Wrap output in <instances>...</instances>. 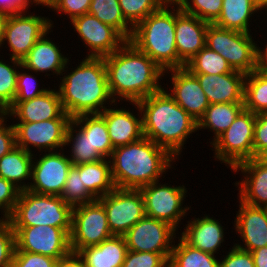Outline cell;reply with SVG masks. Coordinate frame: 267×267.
Returning a JSON list of instances; mask_svg holds the SVG:
<instances>
[{
    "mask_svg": "<svg viewBox=\"0 0 267 267\" xmlns=\"http://www.w3.org/2000/svg\"><path fill=\"white\" fill-rule=\"evenodd\" d=\"M103 58L115 102H138L163 88L164 70L130 41Z\"/></svg>",
    "mask_w": 267,
    "mask_h": 267,
    "instance_id": "cell-1",
    "label": "cell"
},
{
    "mask_svg": "<svg viewBox=\"0 0 267 267\" xmlns=\"http://www.w3.org/2000/svg\"><path fill=\"white\" fill-rule=\"evenodd\" d=\"M69 62L62 71L57 88L64 111L71 118L100 114L116 103L109 90L103 57H84L78 66L72 68L68 67Z\"/></svg>",
    "mask_w": 267,
    "mask_h": 267,
    "instance_id": "cell-2",
    "label": "cell"
},
{
    "mask_svg": "<svg viewBox=\"0 0 267 267\" xmlns=\"http://www.w3.org/2000/svg\"><path fill=\"white\" fill-rule=\"evenodd\" d=\"M164 87L137 102L143 135L179 160L186 141L198 131L197 121L175 102Z\"/></svg>",
    "mask_w": 267,
    "mask_h": 267,
    "instance_id": "cell-3",
    "label": "cell"
},
{
    "mask_svg": "<svg viewBox=\"0 0 267 267\" xmlns=\"http://www.w3.org/2000/svg\"><path fill=\"white\" fill-rule=\"evenodd\" d=\"M115 188L139 189L172 171L177 161L165 148L142 137L113 149L109 158ZM161 178V179H160Z\"/></svg>",
    "mask_w": 267,
    "mask_h": 267,
    "instance_id": "cell-4",
    "label": "cell"
},
{
    "mask_svg": "<svg viewBox=\"0 0 267 267\" xmlns=\"http://www.w3.org/2000/svg\"><path fill=\"white\" fill-rule=\"evenodd\" d=\"M130 41L164 71L178 68L175 4L166 2L133 28Z\"/></svg>",
    "mask_w": 267,
    "mask_h": 267,
    "instance_id": "cell-5",
    "label": "cell"
},
{
    "mask_svg": "<svg viewBox=\"0 0 267 267\" xmlns=\"http://www.w3.org/2000/svg\"><path fill=\"white\" fill-rule=\"evenodd\" d=\"M72 209L60 196L20 192L12 215L7 221L12 227L48 225L71 232Z\"/></svg>",
    "mask_w": 267,
    "mask_h": 267,
    "instance_id": "cell-6",
    "label": "cell"
},
{
    "mask_svg": "<svg viewBox=\"0 0 267 267\" xmlns=\"http://www.w3.org/2000/svg\"><path fill=\"white\" fill-rule=\"evenodd\" d=\"M253 33L208 24L205 46L219 53L233 70L249 74L258 69V45Z\"/></svg>",
    "mask_w": 267,
    "mask_h": 267,
    "instance_id": "cell-7",
    "label": "cell"
},
{
    "mask_svg": "<svg viewBox=\"0 0 267 267\" xmlns=\"http://www.w3.org/2000/svg\"><path fill=\"white\" fill-rule=\"evenodd\" d=\"M255 122L256 114L244 109L211 144L215 161H220L232 171L237 164L252 159Z\"/></svg>",
    "mask_w": 267,
    "mask_h": 267,
    "instance_id": "cell-8",
    "label": "cell"
},
{
    "mask_svg": "<svg viewBox=\"0 0 267 267\" xmlns=\"http://www.w3.org/2000/svg\"><path fill=\"white\" fill-rule=\"evenodd\" d=\"M159 181L139 188L144 200L145 215L167 222L178 231L180 225H184L181 220H185V216L187 219L191 210L190 205L184 204L188 190L184 184L175 187L168 182L163 184Z\"/></svg>",
    "mask_w": 267,
    "mask_h": 267,
    "instance_id": "cell-9",
    "label": "cell"
},
{
    "mask_svg": "<svg viewBox=\"0 0 267 267\" xmlns=\"http://www.w3.org/2000/svg\"><path fill=\"white\" fill-rule=\"evenodd\" d=\"M113 236L111 233L105 209L95 201L74 206L70 232L71 251L95 246Z\"/></svg>",
    "mask_w": 267,
    "mask_h": 267,
    "instance_id": "cell-10",
    "label": "cell"
},
{
    "mask_svg": "<svg viewBox=\"0 0 267 267\" xmlns=\"http://www.w3.org/2000/svg\"><path fill=\"white\" fill-rule=\"evenodd\" d=\"M54 26L48 16L31 11L9 15L1 47L8 46V56L21 61L40 37Z\"/></svg>",
    "mask_w": 267,
    "mask_h": 267,
    "instance_id": "cell-11",
    "label": "cell"
},
{
    "mask_svg": "<svg viewBox=\"0 0 267 267\" xmlns=\"http://www.w3.org/2000/svg\"><path fill=\"white\" fill-rule=\"evenodd\" d=\"M72 118H54L40 122H16V146L34 154L64 149L67 128ZM35 148L33 151L32 149Z\"/></svg>",
    "mask_w": 267,
    "mask_h": 267,
    "instance_id": "cell-12",
    "label": "cell"
},
{
    "mask_svg": "<svg viewBox=\"0 0 267 267\" xmlns=\"http://www.w3.org/2000/svg\"><path fill=\"white\" fill-rule=\"evenodd\" d=\"M71 166L65 149L38 155L34 153L28 190L37 194L61 196Z\"/></svg>",
    "mask_w": 267,
    "mask_h": 267,
    "instance_id": "cell-13",
    "label": "cell"
},
{
    "mask_svg": "<svg viewBox=\"0 0 267 267\" xmlns=\"http://www.w3.org/2000/svg\"><path fill=\"white\" fill-rule=\"evenodd\" d=\"M104 207L113 235H124L144 215V200L139 189L115 188L97 199Z\"/></svg>",
    "mask_w": 267,
    "mask_h": 267,
    "instance_id": "cell-14",
    "label": "cell"
},
{
    "mask_svg": "<svg viewBox=\"0 0 267 267\" xmlns=\"http://www.w3.org/2000/svg\"><path fill=\"white\" fill-rule=\"evenodd\" d=\"M177 232L169 223L144 215L123 237L130 251L171 253Z\"/></svg>",
    "mask_w": 267,
    "mask_h": 267,
    "instance_id": "cell-15",
    "label": "cell"
},
{
    "mask_svg": "<svg viewBox=\"0 0 267 267\" xmlns=\"http://www.w3.org/2000/svg\"><path fill=\"white\" fill-rule=\"evenodd\" d=\"M15 251L38 253L59 259L71 251L70 235L62 228L48 225L13 227Z\"/></svg>",
    "mask_w": 267,
    "mask_h": 267,
    "instance_id": "cell-16",
    "label": "cell"
},
{
    "mask_svg": "<svg viewBox=\"0 0 267 267\" xmlns=\"http://www.w3.org/2000/svg\"><path fill=\"white\" fill-rule=\"evenodd\" d=\"M78 38L88 47L86 57H105L118 50L127 40L111 25L86 13L70 21Z\"/></svg>",
    "mask_w": 267,
    "mask_h": 267,
    "instance_id": "cell-17",
    "label": "cell"
},
{
    "mask_svg": "<svg viewBox=\"0 0 267 267\" xmlns=\"http://www.w3.org/2000/svg\"><path fill=\"white\" fill-rule=\"evenodd\" d=\"M164 76L170 77L169 82L172 81V88L168 90L169 88L166 87V91L177 104L198 122L209 106L207 97L198 79L185 67L166 70L164 71Z\"/></svg>",
    "mask_w": 267,
    "mask_h": 267,
    "instance_id": "cell-18",
    "label": "cell"
},
{
    "mask_svg": "<svg viewBox=\"0 0 267 267\" xmlns=\"http://www.w3.org/2000/svg\"><path fill=\"white\" fill-rule=\"evenodd\" d=\"M239 201L233 228L241 241L233 245L251 252L267 246V208L248 205ZM240 235V236H239Z\"/></svg>",
    "mask_w": 267,
    "mask_h": 267,
    "instance_id": "cell-19",
    "label": "cell"
},
{
    "mask_svg": "<svg viewBox=\"0 0 267 267\" xmlns=\"http://www.w3.org/2000/svg\"><path fill=\"white\" fill-rule=\"evenodd\" d=\"M234 172L242 174L241 181H236L238 198L251 206L267 208V160L252 158L237 164Z\"/></svg>",
    "mask_w": 267,
    "mask_h": 267,
    "instance_id": "cell-20",
    "label": "cell"
},
{
    "mask_svg": "<svg viewBox=\"0 0 267 267\" xmlns=\"http://www.w3.org/2000/svg\"><path fill=\"white\" fill-rule=\"evenodd\" d=\"M208 22L185 13L175 4V41L178 68H184L204 46Z\"/></svg>",
    "mask_w": 267,
    "mask_h": 267,
    "instance_id": "cell-21",
    "label": "cell"
},
{
    "mask_svg": "<svg viewBox=\"0 0 267 267\" xmlns=\"http://www.w3.org/2000/svg\"><path fill=\"white\" fill-rule=\"evenodd\" d=\"M8 119L16 122H40L54 118H71L60 100L58 89L50 88L43 94L25 101H14L6 111Z\"/></svg>",
    "mask_w": 267,
    "mask_h": 267,
    "instance_id": "cell-22",
    "label": "cell"
},
{
    "mask_svg": "<svg viewBox=\"0 0 267 267\" xmlns=\"http://www.w3.org/2000/svg\"><path fill=\"white\" fill-rule=\"evenodd\" d=\"M117 103L112 104V107L109 106L100 113L105 119L108 134L114 148L127 145L144 137L142 117L137 102H129V105H134L136 108L133 107L131 111L127 106H120L119 108ZM134 109L138 111L137 114L134 113Z\"/></svg>",
    "mask_w": 267,
    "mask_h": 267,
    "instance_id": "cell-23",
    "label": "cell"
},
{
    "mask_svg": "<svg viewBox=\"0 0 267 267\" xmlns=\"http://www.w3.org/2000/svg\"><path fill=\"white\" fill-rule=\"evenodd\" d=\"M52 29L53 27L43 34L28 54L21 60L25 70L37 74L45 73L44 76H48V78L50 75L60 77L69 61V54L64 55L61 49H59V43L57 44L50 39L49 34L51 35V32L53 33Z\"/></svg>",
    "mask_w": 267,
    "mask_h": 267,
    "instance_id": "cell-24",
    "label": "cell"
},
{
    "mask_svg": "<svg viewBox=\"0 0 267 267\" xmlns=\"http://www.w3.org/2000/svg\"><path fill=\"white\" fill-rule=\"evenodd\" d=\"M199 217L194 216L193 219H188L187 224L183 225L185 226L183 232L179 236L190 246L218 256L217 254L225 242L227 232L224 231H226V228H223L221 221H218L220 219H216L209 214L205 213L204 216Z\"/></svg>",
    "mask_w": 267,
    "mask_h": 267,
    "instance_id": "cell-25",
    "label": "cell"
},
{
    "mask_svg": "<svg viewBox=\"0 0 267 267\" xmlns=\"http://www.w3.org/2000/svg\"><path fill=\"white\" fill-rule=\"evenodd\" d=\"M204 91L209 104L244 102L246 74L233 70L226 74H193Z\"/></svg>",
    "mask_w": 267,
    "mask_h": 267,
    "instance_id": "cell-26",
    "label": "cell"
},
{
    "mask_svg": "<svg viewBox=\"0 0 267 267\" xmlns=\"http://www.w3.org/2000/svg\"><path fill=\"white\" fill-rule=\"evenodd\" d=\"M127 245L123 235H113L98 245L78 251L85 267H122Z\"/></svg>",
    "mask_w": 267,
    "mask_h": 267,
    "instance_id": "cell-27",
    "label": "cell"
},
{
    "mask_svg": "<svg viewBox=\"0 0 267 267\" xmlns=\"http://www.w3.org/2000/svg\"><path fill=\"white\" fill-rule=\"evenodd\" d=\"M263 12L255 0H222L221 13L213 24L224 29L250 33L252 18L260 17L259 14Z\"/></svg>",
    "mask_w": 267,
    "mask_h": 267,
    "instance_id": "cell-28",
    "label": "cell"
},
{
    "mask_svg": "<svg viewBox=\"0 0 267 267\" xmlns=\"http://www.w3.org/2000/svg\"><path fill=\"white\" fill-rule=\"evenodd\" d=\"M33 156L34 154L23 148L14 147L0 158V177L12 182L21 191L27 190L31 180Z\"/></svg>",
    "mask_w": 267,
    "mask_h": 267,
    "instance_id": "cell-29",
    "label": "cell"
},
{
    "mask_svg": "<svg viewBox=\"0 0 267 267\" xmlns=\"http://www.w3.org/2000/svg\"><path fill=\"white\" fill-rule=\"evenodd\" d=\"M244 102L209 104L203 116L197 122V130L208 129L214 136L210 145L234 122L244 110Z\"/></svg>",
    "mask_w": 267,
    "mask_h": 267,
    "instance_id": "cell-30",
    "label": "cell"
},
{
    "mask_svg": "<svg viewBox=\"0 0 267 267\" xmlns=\"http://www.w3.org/2000/svg\"><path fill=\"white\" fill-rule=\"evenodd\" d=\"M82 172V185L95 198L111 193L114 183L111 176L109 159H102L97 162L75 165Z\"/></svg>",
    "mask_w": 267,
    "mask_h": 267,
    "instance_id": "cell-31",
    "label": "cell"
},
{
    "mask_svg": "<svg viewBox=\"0 0 267 267\" xmlns=\"http://www.w3.org/2000/svg\"><path fill=\"white\" fill-rule=\"evenodd\" d=\"M89 137L93 149L109 159L114 149L105 119L100 114H84L71 119Z\"/></svg>",
    "mask_w": 267,
    "mask_h": 267,
    "instance_id": "cell-32",
    "label": "cell"
},
{
    "mask_svg": "<svg viewBox=\"0 0 267 267\" xmlns=\"http://www.w3.org/2000/svg\"><path fill=\"white\" fill-rule=\"evenodd\" d=\"M70 146V147H69ZM65 149H70L68 158L72 165L97 162L105 159L96 149H93L89 143V137L71 120L65 136Z\"/></svg>",
    "mask_w": 267,
    "mask_h": 267,
    "instance_id": "cell-33",
    "label": "cell"
},
{
    "mask_svg": "<svg viewBox=\"0 0 267 267\" xmlns=\"http://www.w3.org/2000/svg\"><path fill=\"white\" fill-rule=\"evenodd\" d=\"M177 239L173 245L169 267H219L220 259L216 255L190 246L179 235Z\"/></svg>",
    "mask_w": 267,
    "mask_h": 267,
    "instance_id": "cell-34",
    "label": "cell"
},
{
    "mask_svg": "<svg viewBox=\"0 0 267 267\" xmlns=\"http://www.w3.org/2000/svg\"><path fill=\"white\" fill-rule=\"evenodd\" d=\"M244 108L254 114L267 112V72L259 68L246 74Z\"/></svg>",
    "mask_w": 267,
    "mask_h": 267,
    "instance_id": "cell-35",
    "label": "cell"
},
{
    "mask_svg": "<svg viewBox=\"0 0 267 267\" xmlns=\"http://www.w3.org/2000/svg\"><path fill=\"white\" fill-rule=\"evenodd\" d=\"M89 14L94 15L102 23L111 25L126 40H129L133 27L125 20L119 0H91Z\"/></svg>",
    "mask_w": 267,
    "mask_h": 267,
    "instance_id": "cell-36",
    "label": "cell"
},
{
    "mask_svg": "<svg viewBox=\"0 0 267 267\" xmlns=\"http://www.w3.org/2000/svg\"><path fill=\"white\" fill-rule=\"evenodd\" d=\"M191 74H226L233 71L228 62L219 53L204 46L185 64Z\"/></svg>",
    "mask_w": 267,
    "mask_h": 267,
    "instance_id": "cell-37",
    "label": "cell"
},
{
    "mask_svg": "<svg viewBox=\"0 0 267 267\" xmlns=\"http://www.w3.org/2000/svg\"><path fill=\"white\" fill-rule=\"evenodd\" d=\"M0 58V105L7 111L16 97L18 70L22 66L20 60ZM11 64V65H10Z\"/></svg>",
    "mask_w": 267,
    "mask_h": 267,
    "instance_id": "cell-38",
    "label": "cell"
},
{
    "mask_svg": "<svg viewBox=\"0 0 267 267\" xmlns=\"http://www.w3.org/2000/svg\"><path fill=\"white\" fill-rule=\"evenodd\" d=\"M72 207L95 201L96 199L82 185V172L75 166L70 167L64 189L60 196Z\"/></svg>",
    "mask_w": 267,
    "mask_h": 267,
    "instance_id": "cell-39",
    "label": "cell"
},
{
    "mask_svg": "<svg viewBox=\"0 0 267 267\" xmlns=\"http://www.w3.org/2000/svg\"><path fill=\"white\" fill-rule=\"evenodd\" d=\"M166 2L168 0H119V5L125 20L134 28Z\"/></svg>",
    "mask_w": 267,
    "mask_h": 267,
    "instance_id": "cell-40",
    "label": "cell"
},
{
    "mask_svg": "<svg viewBox=\"0 0 267 267\" xmlns=\"http://www.w3.org/2000/svg\"><path fill=\"white\" fill-rule=\"evenodd\" d=\"M182 11L213 24L222 10V0H182L178 4Z\"/></svg>",
    "mask_w": 267,
    "mask_h": 267,
    "instance_id": "cell-41",
    "label": "cell"
},
{
    "mask_svg": "<svg viewBox=\"0 0 267 267\" xmlns=\"http://www.w3.org/2000/svg\"><path fill=\"white\" fill-rule=\"evenodd\" d=\"M35 75L39 74H34V72L29 70L25 71L23 66L20 67V70H18L16 97L14 101L33 99L49 89V87L45 88L44 84H42L44 87H41Z\"/></svg>",
    "mask_w": 267,
    "mask_h": 267,
    "instance_id": "cell-42",
    "label": "cell"
},
{
    "mask_svg": "<svg viewBox=\"0 0 267 267\" xmlns=\"http://www.w3.org/2000/svg\"><path fill=\"white\" fill-rule=\"evenodd\" d=\"M171 253L136 252L128 250L122 267H169Z\"/></svg>",
    "mask_w": 267,
    "mask_h": 267,
    "instance_id": "cell-43",
    "label": "cell"
},
{
    "mask_svg": "<svg viewBox=\"0 0 267 267\" xmlns=\"http://www.w3.org/2000/svg\"><path fill=\"white\" fill-rule=\"evenodd\" d=\"M16 235L7 220H0V267H12Z\"/></svg>",
    "mask_w": 267,
    "mask_h": 267,
    "instance_id": "cell-44",
    "label": "cell"
},
{
    "mask_svg": "<svg viewBox=\"0 0 267 267\" xmlns=\"http://www.w3.org/2000/svg\"><path fill=\"white\" fill-rule=\"evenodd\" d=\"M20 192L12 182L0 177V220H7L12 215Z\"/></svg>",
    "mask_w": 267,
    "mask_h": 267,
    "instance_id": "cell-45",
    "label": "cell"
},
{
    "mask_svg": "<svg viewBox=\"0 0 267 267\" xmlns=\"http://www.w3.org/2000/svg\"><path fill=\"white\" fill-rule=\"evenodd\" d=\"M91 0H55L49 7V10L56 12L62 17L67 15L70 21L75 17L84 15L89 12Z\"/></svg>",
    "mask_w": 267,
    "mask_h": 267,
    "instance_id": "cell-46",
    "label": "cell"
},
{
    "mask_svg": "<svg viewBox=\"0 0 267 267\" xmlns=\"http://www.w3.org/2000/svg\"><path fill=\"white\" fill-rule=\"evenodd\" d=\"M57 260L38 253L15 251L12 267H55Z\"/></svg>",
    "mask_w": 267,
    "mask_h": 267,
    "instance_id": "cell-47",
    "label": "cell"
},
{
    "mask_svg": "<svg viewBox=\"0 0 267 267\" xmlns=\"http://www.w3.org/2000/svg\"><path fill=\"white\" fill-rule=\"evenodd\" d=\"M267 155V112L256 114L254 125L253 158Z\"/></svg>",
    "mask_w": 267,
    "mask_h": 267,
    "instance_id": "cell-48",
    "label": "cell"
},
{
    "mask_svg": "<svg viewBox=\"0 0 267 267\" xmlns=\"http://www.w3.org/2000/svg\"><path fill=\"white\" fill-rule=\"evenodd\" d=\"M227 255H222L219 260V267H255L251 252L232 246L228 249Z\"/></svg>",
    "mask_w": 267,
    "mask_h": 267,
    "instance_id": "cell-49",
    "label": "cell"
},
{
    "mask_svg": "<svg viewBox=\"0 0 267 267\" xmlns=\"http://www.w3.org/2000/svg\"><path fill=\"white\" fill-rule=\"evenodd\" d=\"M6 116L0 117V158L16 147L15 130L13 123L7 124Z\"/></svg>",
    "mask_w": 267,
    "mask_h": 267,
    "instance_id": "cell-50",
    "label": "cell"
},
{
    "mask_svg": "<svg viewBox=\"0 0 267 267\" xmlns=\"http://www.w3.org/2000/svg\"><path fill=\"white\" fill-rule=\"evenodd\" d=\"M33 4L32 0H0V12L7 13L9 15L25 11L28 12L30 7L36 6Z\"/></svg>",
    "mask_w": 267,
    "mask_h": 267,
    "instance_id": "cell-51",
    "label": "cell"
},
{
    "mask_svg": "<svg viewBox=\"0 0 267 267\" xmlns=\"http://www.w3.org/2000/svg\"><path fill=\"white\" fill-rule=\"evenodd\" d=\"M55 267H85V265L78 252L70 251L57 260Z\"/></svg>",
    "mask_w": 267,
    "mask_h": 267,
    "instance_id": "cell-52",
    "label": "cell"
},
{
    "mask_svg": "<svg viewBox=\"0 0 267 267\" xmlns=\"http://www.w3.org/2000/svg\"><path fill=\"white\" fill-rule=\"evenodd\" d=\"M255 267H267V246L251 251Z\"/></svg>",
    "mask_w": 267,
    "mask_h": 267,
    "instance_id": "cell-53",
    "label": "cell"
},
{
    "mask_svg": "<svg viewBox=\"0 0 267 267\" xmlns=\"http://www.w3.org/2000/svg\"><path fill=\"white\" fill-rule=\"evenodd\" d=\"M265 43V47H258V68L267 72V42Z\"/></svg>",
    "mask_w": 267,
    "mask_h": 267,
    "instance_id": "cell-54",
    "label": "cell"
},
{
    "mask_svg": "<svg viewBox=\"0 0 267 267\" xmlns=\"http://www.w3.org/2000/svg\"><path fill=\"white\" fill-rule=\"evenodd\" d=\"M8 17H9V14L0 12V49L1 50H2L1 45L4 39L5 26H6Z\"/></svg>",
    "mask_w": 267,
    "mask_h": 267,
    "instance_id": "cell-55",
    "label": "cell"
},
{
    "mask_svg": "<svg viewBox=\"0 0 267 267\" xmlns=\"http://www.w3.org/2000/svg\"><path fill=\"white\" fill-rule=\"evenodd\" d=\"M34 5L43 6L47 9L52 5L55 0H32Z\"/></svg>",
    "mask_w": 267,
    "mask_h": 267,
    "instance_id": "cell-56",
    "label": "cell"
},
{
    "mask_svg": "<svg viewBox=\"0 0 267 267\" xmlns=\"http://www.w3.org/2000/svg\"><path fill=\"white\" fill-rule=\"evenodd\" d=\"M255 1L262 9L267 6V0H255Z\"/></svg>",
    "mask_w": 267,
    "mask_h": 267,
    "instance_id": "cell-57",
    "label": "cell"
},
{
    "mask_svg": "<svg viewBox=\"0 0 267 267\" xmlns=\"http://www.w3.org/2000/svg\"><path fill=\"white\" fill-rule=\"evenodd\" d=\"M6 116V110L0 105V117Z\"/></svg>",
    "mask_w": 267,
    "mask_h": 267,
    "instance_id": "cell-58",
    "label": "cell"
},
{
    "mask_svg": "<svg viewBox=\"0 0 267 267\" xmlns=\"http://www.w3.org/2000/svg\"><path fill=\"white\" fill-rule=\"evenodd\" d=\"M182 0H168V2L179 4Z\"/></svg>",
    "mask_w": 267,
    "mask_h": 267,
    "instance_id": "cell-59",
    "label": "cell"
},
{
    "mask_svg": "<svg viewBox=\"0 0 267 267\" xmlns=\"http://www.w3.org/2000/svg\"><path fill=\"white\" fill-rule=\"evenodd\" d=\"M262 10H264L265 11V15L267 16V6L266 7H264ZM266 18V21H267V17H265Z\"/></svg>",
    "mask_w": 267,
    "mask_h": 267,
    "instance_id": "cell-60",
    "label": "cell"
}]
</instances>
